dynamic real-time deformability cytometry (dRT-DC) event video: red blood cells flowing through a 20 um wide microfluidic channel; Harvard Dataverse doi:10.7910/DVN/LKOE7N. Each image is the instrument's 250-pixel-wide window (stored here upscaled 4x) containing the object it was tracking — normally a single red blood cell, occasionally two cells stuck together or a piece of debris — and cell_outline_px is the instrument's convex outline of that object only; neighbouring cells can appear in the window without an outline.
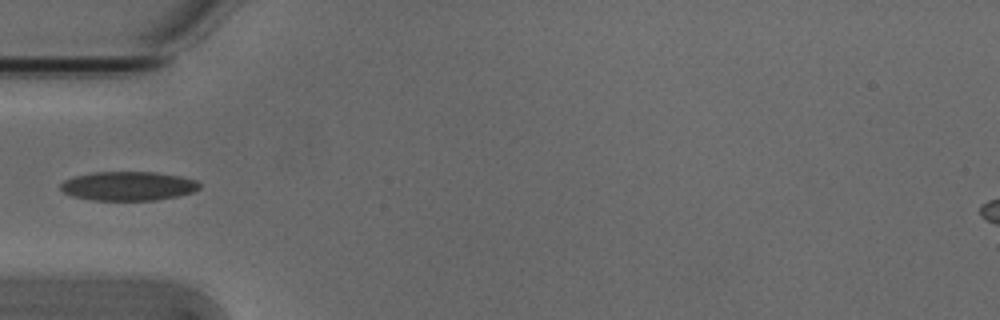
{"species": "Egyptian fruit bat (a non-hibernating species)", "species_latin": "Rousettus aegyptiacus", "temperature_condition": "cold", "stored_images_in_passage": 3, "camera_frame_rate_fps": 3000, "um_per_image_px": 0.085, "animal": {"sex": "male"}, "frame": {"image": 1, "passage_image": 3, "time_ms": 0.667, "image_size_px": [1000, 320], "cell_outline_px": [[200, 188], [192, 192], [176, 196], [156, 200], [92, 200], [72, 196], [64, 192], [60, 188], [60, 184], [64, 180], [72, 176], [92, 172], [156, 172], [180, 176], [196, 180], [200, 184]], "centroid_in_image_um": [10.87, 15.8], "position_along_channel_um": 74.1, "area_um2": 23.58}}